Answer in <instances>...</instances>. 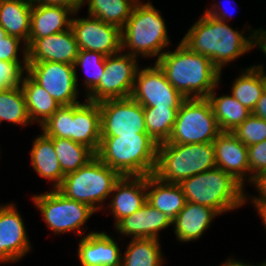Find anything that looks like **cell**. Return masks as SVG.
I'll use <instances>...</instances> for the list:
<instances>
[{
  "label": "cell",
  "instance_id": "41",
  "mask_svg": "<svg viewBox=\"0 0 266 266\" xmlns=\"http://www.w3.org/2000/svg\"><path fill=\"white\" fill-rule=\"evenodd\" d=\"M253 185L256 188L257 192H259L258 196L248 197L247 201L251 200V202H266V169L260 172L253 180Z\"/></svg>",
  "mask_w": 266,
  "mask_h": 266
},
{
  "label": "cell",
  "instance_id": "4",
  "mask_svg": "<svg viewBox=\"0 0 266 266\" xmlns=\"http://www.w3.org/2000/svg\"><path fill=\"white\" fill-rule=\"evenodd\" d=\"M186 202L216 210L220 215L235 211L247 203L245 186L220 168L188 177L179 183Z\"/></svg>",
  "mask_w": 266,
  "mask_h": 266
},
{
  "label": "cell",
  "instance_id": "13",
  "mask_svg": "<svg viewBox=\"0 0 266 266\" xmlns=\"http://www.w3.org/2000/svg\"><path fill=\"white\" fill-rule=\"evenodd\" d=\"M143 107L179 109L183 97L167 80L164 72L155 63L138 68L130 96Z\"/></svg>",
  "mask_w": 266,
  "mask_h": 266
},
{
  "label": "cell",
  "instance_id": "31",
  "mask_svg": "<svg viewBox=\"0 0 266 266\" xmlns=\"http://www.w3.org/2000/svg\"><path fill=\"white\" fill-rule=\"evenodd\" d=\"M53 147L65 176L86 165L96 156L89 147L70 139L53 138Z\"/></svg>",
  "mask_w": 266,
  "mask_h": 266
},
{
  "label": "cell",
  "instance_id": "23",
  "mask_svg": "<svg viewBox=\"0 0 266 266\" xmlns=\"http://www.w3.org/2000/svg\"><path fill=\"white\" fill-rule=\"evenodd\" d=\"M218 215L220 214L212 208L186 202L184 208L172 220L176 239L182 243L200 239Z\"/></svg>",
  "mask_w": 266,
  "mask_h": 266
},
{
  "label": "cell",
  "instance_id": "20",
  "mask_svg": "<svg viewBox=\"0 0 266 266\" xmlns=\"http://www.w3.org/2000/svg\"><path fill=\"white\" fill-rule=\"evenodd\" d=\"M169 226H172V220L146 202L140 209L121 219L115 225V231L131 239H159V232Z\"/></svg>",
  "mask_w": 266,
  "mask_h": 266
},
{
  "label": "cell",
  "instance_id": "30",
  "mask_svg": "<svg viewBox=\"0 0 266 266\" xmlns=\"http://www.w3.org/2000/svg\"><path fill=\"white\" fill-rule=\"evenodd\" d=\"M139 0H86L88 15L122 29Z\"/></svg>",
  "mask_w": 266,
  "mask_h": 266
},
{
  "label": "cell",
  "instance_id": "42",
  "mask_svg": "<svg viewBox=\"0 0 266 266\" xmlns=\"http://www.w3.org/2000/svg\"><path fill=\"white\" fill-rule=\"evenodd\" d=\"M221 3L217 2V4L216 3L212 4V6L210 7V10L206 8L204 13L208 14V15H210L213 18H216L218 20H222L224 22H227L230 19V16H232V15L230 13H228L229 10L227 11L225 8H224L225 10L222 8L223 6L221 5Z\"/></svg>",
  "mask_w": 266,
  "mask_h": 266
},
{
  "label": "cell",
  "instance_id": "8",
  "mask_svg": "<svg viewBox=\"0 0 266 266\" xmlns=\"http://www.w3.org/2000/svg\"><path fill=\"white\" fill-rule=\"evenodd\" d=\"M221 133L207 98L185 99L177 112L172 134L165 143L199 144L213 142Z\"/></svg>",
  "mask_w": 266,
  "mask_h": 266
},
{
  "label": "cell",
  "instance_id": "33",
  "mask_svg": "<svg viewBox=\"0 0 266 266\" xmlns=\"http://www.w3.org/2000/svg\"><path fill=\"white\" fill-rule=\"evenodd\" d=\"M232 84L230 94L252 112L264 92L259 73L252 66L246 67Z\"/></svg>",
  "mask_w": 266,
  "mask_h": 266
},
{
  "label": "cell",
  "instance_id": "17",
  "mask_svg": "<svg viewBox=\"0 0 266 266\" xmlns=\"http://www.w3.org/2000/svg\"><path fill=\"white\" fill-rule=\"evenodd\" d=\"M79 48L72 29L35 39L27 47L28 62H62L74 65Z\"/></svg>",
  "mask_w": 266,
  "mask_h": 266
},
{
  "label": "cell",
  "instance_id": "5",
  "mask_svg": "<svg viewBox=\"0 0 266 266\" xmlns=\"http://www.w3.org/2000/svg\"><path fill=\"white\" fill-rule=\"evenodd\" d=\"M141 1L135 4L131 16L121 29L122 51L138 58L140 55L143 58H156L157 61L170 44L167 27L160 11L151 1Z\"/></svg>",
  "mask_w": 266,
  "mask_h": 266
},
{
  "label": "cell",
  "instance_id": "36",
  "mask_svg": "<svg viewBox=\"0 0 266 266\" xmlns=\"http://www.w3.org/2000/svg\"><path fill=\"white\" fill-rule=\"evenodd\" d=\"M70 120H73V105H62L40 127L48 137L69 139Z\"/></svg>",
  "mask_w": 266,
  "mask_h": 266
},
{
  "label": "cell",
  "instance_id": "21",
  "mask_svg": "<svg viewBox=\"0 0 266 266\" xmlns=\"http://www.w3.org/2000/svg\"><path fill=\"white\" fill-rule=\"evenodd\" d=\"M81 266H121V249L118 242L106 232L90 231L78 243Z\"/></svg>",
  "mask_w": 266,
  "mask_h": 266
},
{
  "label": "cell",
  "instance_id": "38",
  "mask_svg": "<svg viewBox=\"0 0 266 266\" xmlns=\"http://www.w3.org/2000/svg\"><path fill=\"white\" fill-rule=\"evenodd\" d=\"M28 62L0 61V89L16 87L21 84Z\"/></svg>",
  "mask_w": 266,
  "mask_h": 266
},
{
  "label": "cell",
  "instance_id": "2",
  "mask_svg": "<svg viewBox=\"0 0 266 266\" xmlns=\"http://www.w3.org/2000/svg\"><path fill=\"white\" fill-rule=\"evenodd\" d=\"M155 63L185 99L207 98L222 78L207 56L195 53L181 40L175 50L166 51Z\"/></svg>",
  "mask_w": 266,
  "mask_h": 266
},
{
  "label": "cell",
  "instance_id": "18",
  "mask_svg": "<svg viewBox=\"0 0 266 266\" xmlns=\"http://www.w3.org/2000/svg\"><path fill=\"white\" fill-rule=\"evenodd\" d=\"M216 167L233 175L245 186L250 183L247 146L232 132H221L213 141Z\"/></svg>",
  "mask_w": 266,
  "mask_h": 266
},
{
  "label": "cell",
  "instance_id": "27",
  "mask_svg": "<svg viewBox=\"0 0 266 266\" xmlns=\"http://www.w3.org/2000/svg\"><path fill=\"white\" fill-rule=\"evenodd\" d=\"M32 5L24 0H0V26L28 47Z\"/></svg>",
  "mask_w": 266,
  "mask_h": 266
},
{
  "label": "cell",
  "instance_id": "26",
  "mask_svg": "<svg viewBox=\"0 0 266 266\" xmlns=\"http://www.w3.org/2000/svg\"><path fill=\"white\" fill-rule=\"evenodd\" d=\"M23 76L20 87L24 93L27 111L32 124L41 126L61 105L27 73Z\"/></svg>",
  "mask_w": 266,
  "mask_h": 266
},
{
  "label": "cell",
  "instance_id": "49",
  "mask_svg": "<svg viewBox=\"0 0 266 266\" xmlns=\"http://www.w3.org/2000/svg\"><path fill=\"white\" fill-rule=\"evenodd\" d=\"M24 1L32 6L37 4L51 3V0H24Z\"/></svg>",
  "mask_w": 266,
  "mask_h": 266
},
{
  "label": "cell",
  "instance_id": "25",
  "mask_svg": "<svg viewBox=\"0 0 266 266\" xmlns=\"http://www.w3.org/2000/svg\"><path fill=\"white\" fill-rule=\"evenodd\" d=\"M32 143L30 159L33 170L41 178L53 182L52 187L56 189L65 175L53 147V137H48L42 132Z\"/></svg>",
  "mask_w": 266,
  "mask_h": 266
},
{
  "label": "cell",
  "instance_id": "39",
  "mask_svg": "<svg viewBox=\"0 0 266 266\" xmlns=\"http://www.w3.org/2000/svg\"><path fill=\"white\" fill-rule=\"evenodd\" d=\"M23 42V43H22ZM21 44L22 46V54L23 60H19L18 51ZM0 61L7 62H28L27 60V45L24 41L20 40L17 37L6 35L2 40H0Z\"/></svg>",
  "mask_w": 266,
  "mask_h": 266
},
{
  "label": "cell",
  "instance_id": "48",
  "mask_svg": "<svg viewBox=\"0 0 266 266\" xmlns=\"http://www.w3.org/2000/svg\"><path fill=\"white\" fill-rule=\"evenodd\" d=\"M252 67L259 73L261 80L263 82V89L264 92L266 93V73H265V68L263 67V64H257V65H252Z\"/></svg>",
  "mask_w": 266,
  "mask_h": 266
},
{
  "label": "cell",
  "instance_id": "10",
  "mask_svg": "<svg viewBox=\"0 0 266 266\" xmlns=\"http://www.w3.org/2000/svg\"><path fill=\"white\" fill-rule=\"evenodd\" d=\"M138 58L120 51L106 56L105 69L99 84L85 97V100L100 102L106 99L128 98L131 96Z\"/></svg>",
  "mask_w": 266,
  "mask_h": 266
},
{
  "label": "cell",
  "instance_id": "40",
  "mask_svg": "<svg viewBox=\"0 0 266 266\" xmlns=\"http://www.w3.org/2000/svg\"><path fill=\"white\" fill-rule=\"evenodd\" d=\"M250 167V183L266 169V140L247 147Z\"/></svg>",
  "mask_w": 266,
  "mask_h": 266
},
{
  "label": "cell",
  "instance_id": "50",
  "mask_svg": "<svg viewBox=\"0 0 266 266\" xmlns=\"http://www.w3.org/2000/svg\"><path fill=\"white\" fill-rule=\"evenodd\" d=\"M6 35V31L0 26V40H2Z\"/></svg>",
  "mask_w": 266,
  "mask_h": 266
},
{
  "label": "cell",
  "instance_id": "45",
  "mask_svg": "<svg viewBox=\"0 0 266 266\" xmlns=\"http://www.w3.org/2000/svg\"><path fill=\"white\" fill-rule=\"evenodd\" d=\"M85 2L86 0H51V3L66 4L71 6L75 11H79Z\"/></svg>",
  "mask_w": 266,
  "mask_h": 266
},
{
  "label": "cell",
  "instance_id": "3",
  "mask_svg": "<svg viewBox=\"0 0 266 266\" xmlns=\"http://www.w3.org/2000/svg\"><path fill=\"white\" fill-rule=\"evenodd\" d=\"M158 144L148 134L101 137L96 156L121 176L154 174Z\"/></svg>",
  "mask_w": 266,
  "mask_h": 266
},
{
  "label": "cell",
  "instance_id": "34",
  "mask_svg": "<svg viewBox=\"0 0 266 266\" xmlns=\"http://www.w3.org/2000/svg\"><path fill=\"white\" fill-rule=\"evenodd\" d=\"M147 134L156 144L168 141L176 121L178 109L143 107Z\"/></svg>",
  "mask_w": 266,
  "mask_h": 266
},
{
  "label": "cell",
  "instance_id": "35",
  "mask_svg": "<svg viewBox=\"0 0 266 266\" xmlns=\"http://www.w3.org/2000/svg\"><path fill=\"white\" fill-rule=\"evenodd\" d=\"M105 58L106 56L100 52L79 50L78 56L76 57V61L74 63L75 78L77 86H79L77 82V67L83 68L82 70L87 76L83 82L86 89L85 97L99 84L105 69Z\"/></svg>",
  "mask_w": 266,
  "mask_h": 266
},
{
  "label": "cell",
  "instance_id": "1",
  "mask_svg": "<svg viewBox=\"0 0 266 266\" xmlns=\"http://www.w3.org/2000/svg\"><path fill=\"white\" fill-rule=\"evenodd\" d=\"M252 30L246 36L244 30H235L228 22L203 13L181 41L195 53L207 56L222 72L229 62L255 48L256 29Z\"/></svg>",
  "mask_w": 266,
  "mask_h": 266
},
{
  "label": "cell",
  "instance_id": "24",
  "mask_svg": "<svg viewBox=\"0 0 266 266\" xmlns=\"http://www.w3.org/2000/svg\"><path fill=\"white\" fill-rule=\"evenodd\" d=\"M147 203L173 220L186 204L179 184L166 183L156 176H147Z\"/></svg>",
  "mask_w": 266,
  "mask_h": 266
},
{
  "label": "cell",
  "instance_id": "51",
  "mask_svg": "<svg viewBox=\"0 0 266 266\" xmlns=\"http://www.w3.org/2000/svg\"><path fill=\"white\" fill-rule=\"evenodd\" d=\"M257 266H266V259L262 263L257 264Z\"/></svg>",
  "mask_w": 266,
  "mask_h": 266
},
{
  "label": "cell",
  "instance_id": "19",
  "mask_svg": "<svg viewBox=\"0 0 266 266\" xmlns=\"http://www.w3.org/2000/svg\"><path fill=\"white\" fill-rule=\"evenodd\" d=\"M75 10L66 4L45 3L32 6L28 46L38 38H44L71 28Z\"/></svg>",
  "mask_w": 266,
  "mask_h": 266
},
{
  "label": "cell",
  "instance_id": "43",
  "mask_svg": "<svg viewBox=\"0 0 266 266\" xmlns=\"http://www.w3.org/2000/svg\"><path fill=\"white\" fill-rule=\"evenodd\" d=\"M252 114L266 120V93L265 92H263L262 96L257 101V104L254 110L252 111Z\"/></svg>",
  "mask_w": 266,
  "mask_h": 266
},
{
  "label": "cell",
  "instance_id": "32",
  "mask_svg": "<svg viewBox=\"0 0 266 266\" xmlns=\"http://www.w3.org/2000/svg\"><path fill=\"white\" fill-rule=\"evenodd\" d=\"M2 121L21 126L32 123L20 85L0 89V124Z\"/></svg>",
  "mask_w": 266,
  "mask_h": 266
},
{
  "label": "cell",
  "instance_id": "22",
  "mask_svg": "<svg viewBox=\"0 0 266 266\" xmlns=\"http://www.w3.org/2000/svg\"><path fill=\"white\" fill-rule=\"evenodd\" d=\"M69 139L89 147L96 154L101 141V114L98 102L86 100L73 104Z\"/></svg>",
  "mask_w": 266,
  "mask_h": 266
},
{
  "label": "cell",
  "instance_id": "6",
  "mask_svg": "<svg viewBox=\"0 0 266 266\" xmlns=\"http://www.w3.org/2000/svg\"><path fill=\"white\" fill-rule=\"evenodd\" d=\"M216 167L213 142L199 144L162 143L157 148L154 176L166 183L182 180Z\"/></svg>",
  "mask_w": 266,
  "mask_h": 266
},
{
  "label": "cell",
  "instance_id": "14",
  "mask_svg": "<svg viewBox=\"0 0 266 266\" xmlns=\"http://www.w3.org/2000/svg\"><path fill=\"white\" fill-rule=\"evenodd\" d=\"M71 29L75 36L79 50L96 51L105 56L118 53L122 50L121 29L115 25L105 23L94 16L74 17Z\"/></svg>",
  "mask_w": 266,
  "mask_h": 266
},
{
  "label": "cell",
  "instance_id": "9",
  "mask_svg": "<svg viewBox=\"0 0 266 266\" xmlns=\"http://www.w3.org/2000/svg\"><path fill=\"white\" fill-rule=\"evenodd\" d=\"M31 199L54 234L73 231L80 238L81 234L85 236L81 227L95 213L88 205L69 199L54 188L49 192L33 195Z\"/></svg>",
  "mask_w": 266,
  "mask_h": 266
},
{
  "label": "cell",
  "instance_id": "29",
  "mask_svg": "<svg viewBox=\"0 0 266 266\" xmlns=\"http://www.w3.org/2000/svg\"><path fill=\"white\" fill-rule=\"evenodd\" d=\"M121 256V266H162L163 253L159 239H131Z\"/></svg>",
  "mask_w": 266,
  "mask_h": 266
},
{
  "label": "cell",
  "instance_id": "16",
  "mask_svg": "<svg viewBox=\"0 0 266 266\" xmlns=\"http://www.w3.org/2000/svg\"><path fill=\"white\" fill-rule=\"evenodd\" d=\"M113 194V195H112ZM107 206L114 226L147 202V176H121L115 183Z\"/></svg>",
  "mask_w": 266,
  "mask_h": 266
},
{
  "label": "cell",
  "instance_id": "44",
  "mask_svg": "<svg viewBox=\"0 0 266 266\" xmlns=\"http://www.w3.org/2000/svg\"><path fill=\"white\" fill-rule=\"evenodd\" d=\"M260 49L261 52L266 56V29H256L255 33V47Z\"/></svg>",
  "mask_w": 266,
  "mask_h": 266
},
{
  "label": "cell",
  "instance_id": "28",
  "mask_svg": "<svg viewBox=\"0 0 266 266\" xmlns=\"http://www.w3.org/2000/svg\"><path fill=\"white\" fill-rule=\"evenodd\" d=\"M216 88L208 95L216 121L221 132H233L252 112L231 94L218 96ZM218 96V97H217Z\"/></svg>",
  "mask_w": 266,
  "mask_h": 266
},
{
  "label": "cell",
  "instance_id": "46",
  "mask_svg": "<svg viewBox=\"0 0 266 266\" xmlns=\"http://www.w3.org/2000/svg\"><path fill=\"white\" fill-rule=\"evenodd\" d=\"M251 203L254 204V207L257 210V213L266 229V202H251Z\"/></svg>",
  "mask_w": 266,
  "mask_h": 266
},
{
  "label": "cell",
  "instance_id": "11",
  "mask_svg": "<svg viewBox=\"0 0 266 266\" xmlns=\"http://www.w3.org/2000/svg\"><path fill=\"white\" fill-rule=\"evenodd\" d=\"M26 73L61 106L81 103L75 67L62 62H28Z\"/></svg>",
  "mask_w": 266,
  "mask_h": 266
},
{
  "label": "cell",
  "instance_id": "47",
  "mask_svg": "<svg viewBox=\"0 0 266 266\" xmlns=\"http://www.w3.org/2000/svg\"><path fill=\"white\" fill-rule=\"evenodd\" d=\"M220 266H257V265H252L249 263H245L242 260H237V259H232V258H228L225 262H223L222 264H220Z\"/></svg>",
  "mask_w": 266,
  "mask_h": 266
},
{
  "label": "cell",
  "instance_id": "12",
  "mask_svg": "<svg viewBox=\"0 0 266 266\" xmlns=\"http://www.w3.org/2000/svg\"><path fill=\"white\" fill-rule=\"evenodd\" d=\"M101 114V137L147 134L143 106L132 99L117 98L98 102Z\"/></svg>",
  "mask_w": 266,
  "mask_h": 266
},
{
  "label": "cell",
  "instance_id": "37",
  "mask_svg": "<svg viewBox=\"0 0 266 266\" xmlns=\"http://www.w3.org/2000/svg\"><path fill=\"white\" fill-rule=\"evenodd\" d=\"M247 147L266 140V120L251 114L232 132Z\"/></svg>",
  "mask_w": 266,
  "mask_h": 266
},
{
  "label": "cell",
  "instance_id": "7",
  "mask_svg": "<svg viewBox=\"0 0 266 266\" xmlns=\"http://www.w3.org/2000/svg\"><path fill=\"white\" fill-rule=\"evenodd\" d=\"M121 175L104 164L97 156L75 172L64 176L56 188L65 197L84 203L95 212L103 210L115 183Z\"/></svg>",
  "mask_w": 266,
  "mask_h": 266
},
{
  "label": "cell",
  "instance_id": "15",
  "mask_svg": "<svg viewBox=\"0 0 266 266\" xmlns=\"http://www.w3.org/2000/svg\"><path fill=\"white\" fill-rule=\"evenodd\" d=\"M31 248L23 217L15 204L0 205V264L20 261Z\"/></svg>",
  "mask_w": 266,
  "mask_h": 266
}]
</instances>
